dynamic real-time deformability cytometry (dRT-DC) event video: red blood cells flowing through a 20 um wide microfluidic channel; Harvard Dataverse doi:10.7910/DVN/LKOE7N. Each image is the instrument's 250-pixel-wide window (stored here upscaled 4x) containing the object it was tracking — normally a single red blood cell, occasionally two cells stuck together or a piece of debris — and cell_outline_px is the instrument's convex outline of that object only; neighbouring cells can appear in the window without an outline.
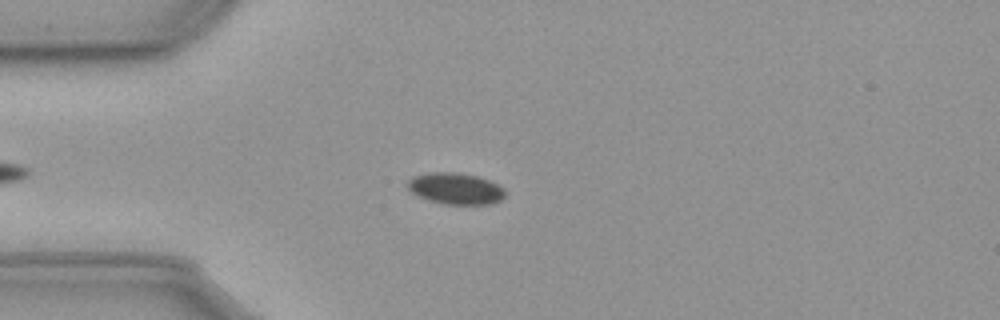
{"species": "common noctule bat (a hibernating species)", "species_latin": "Nyctalus noctula", "temperature_condition": "cold", "stored_images_in_passage": 52, "camera_frame_rate_fps": 3000, "um_per_image_px": 0.085, "animal": {"sex": "male", "body_mass_g": 23.1, "forearm_length_mm": 52.7}, "frame": {"image": 1, "passage_image": 10, "time_ms": 3.0, "image_size_px": [1000, 320], "cell_outline_px": [[504, 196], [500, 200], [492, 204], [444, 204], [428, 200], [412, 192], [408, 188], [408, 180], [412, 176], [428, 172], [460, 172], [476, 176], [488, 180], [504, 188]], "centroid_in_image_um": [38.71, 16.02], "position_along_channel_um": 46.3, "area_um2": 17.8}}
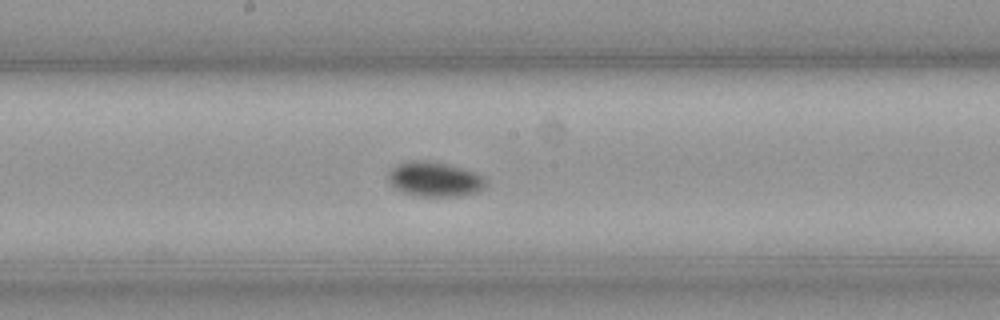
{"frame": {"image": 2, "passage_image": 25, "time_ms": 8.0, "image_size_px": [1000, 320], "cell_outline_px": [[488, 184], [480, 192], [460, 196], [420, 196], [404, 192], [392, 188], [388, 180], [388, 172], [392, 168], [400, 164], [412, 160], [420, 160], [448, 164], [484, 176], [488, 180]], "centroid_in_image_um": [36.97, 15.25], "position_along_channel_um": 211.2, "area_um2": 19.83}}
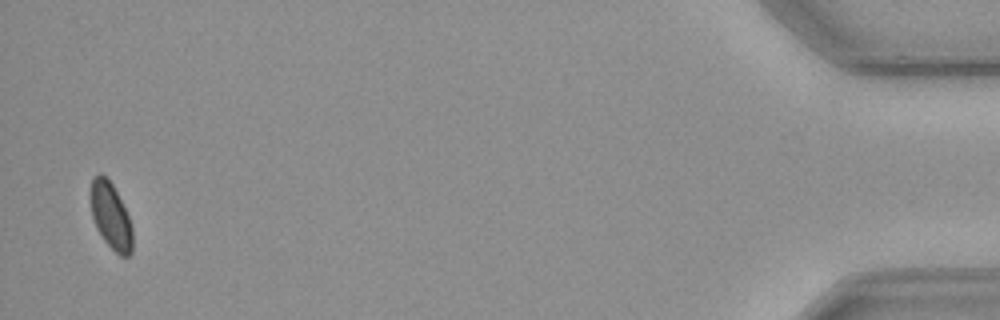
{"frame": {"image": 3, "passage_image": 51, "time_ms": 16.667, "image_size_px": [1000, 320], "cell_outline_px": [[132, 252], [128, 256], [120, 256], [104, 240], [96, 228], [92, 216], [88, 196], [92, 176], [100, 172], [112, 184], [128, 216], [132, 228]], "centroid_in_image_um": [9.36, 18.32], "position_along_channel_um": 425.8, "area_um2": 16.3}}